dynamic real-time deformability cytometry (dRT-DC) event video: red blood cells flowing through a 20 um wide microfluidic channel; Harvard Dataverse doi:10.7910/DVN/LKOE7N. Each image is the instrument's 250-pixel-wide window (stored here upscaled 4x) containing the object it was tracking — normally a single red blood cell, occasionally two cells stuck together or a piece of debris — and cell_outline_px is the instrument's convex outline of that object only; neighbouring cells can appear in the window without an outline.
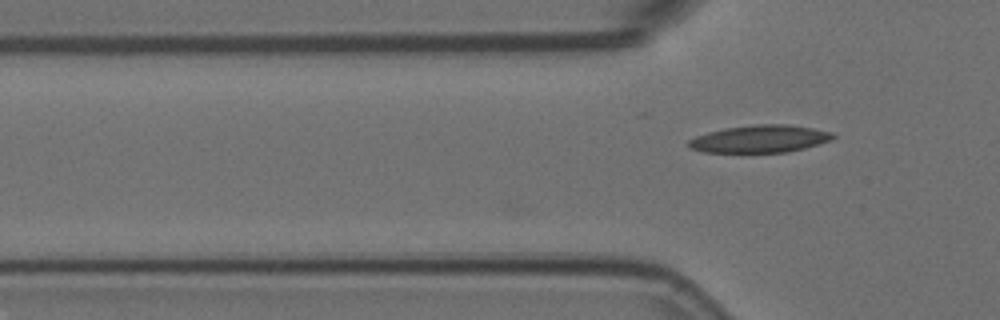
{"species": "Egyptian fruit bat (a non-hibernating species)", "species_latin": "Rousettus aegyptiacus", "temperature_condition": "room temperature", "stored_images_in_passage": 9, "camera_frame_rate_fps": 3000, "um_per_image_px": 0.085, "animal": {"sex": "female"}, "frame": {"image": 1, "passage_image": 3, "time_ms": 0.667, "image_size_px": [1000, 320], "cell_outline_px": [[836, 136], [832, 140], [804, 148], [788, 152], [704, 152], [688, 148], [688, 140], [696, 136], [708, 132], [724, 128], [756, 124], [788, 124], [812, 128], [832, 132]], "centroid_in_image_um": [64.59, 11.8], "position_along_channel_um": 61.2, "area_um2": 23.12}}
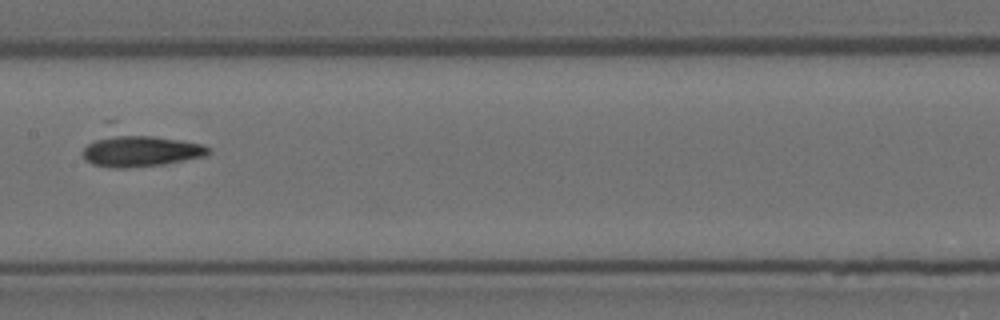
{"frame": {"image": 2, "passage_image": 6, "time_ms": 1.667, "image_size_px": [1000, 320], "cell_outline_px": [[212, 152], [208, 156], [164, 164], [128, 168], [108, 168], [92, 164], [84, 160], [80, 152], [104, 120], [116, 120], [204, 144], [212, 148]], "centroid_in_image_um": [11.73, 12.49], "position_along_channel_um": 195.7, "area_um2": 29.48}}
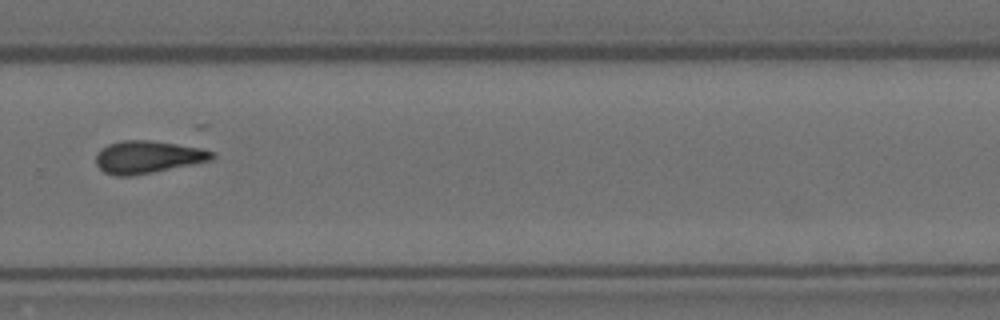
{"frame": {"image": 3, "passage_image": 9, "time_ms": 2.667, "image_size_px": [1000, 320], "cell_outline_px": [[216, 156], [212, 160], [132, 176], [116, 176], [104, 172], [96, 164], [96, 156], [100, 148], [108, 144], [124, 140], [152, 140], [200, 148], [216, 152]], "centroid_in_image_um": [12.55, 13.34], "position_along_channel_um": 317.2, "area_um2": 21.96}}